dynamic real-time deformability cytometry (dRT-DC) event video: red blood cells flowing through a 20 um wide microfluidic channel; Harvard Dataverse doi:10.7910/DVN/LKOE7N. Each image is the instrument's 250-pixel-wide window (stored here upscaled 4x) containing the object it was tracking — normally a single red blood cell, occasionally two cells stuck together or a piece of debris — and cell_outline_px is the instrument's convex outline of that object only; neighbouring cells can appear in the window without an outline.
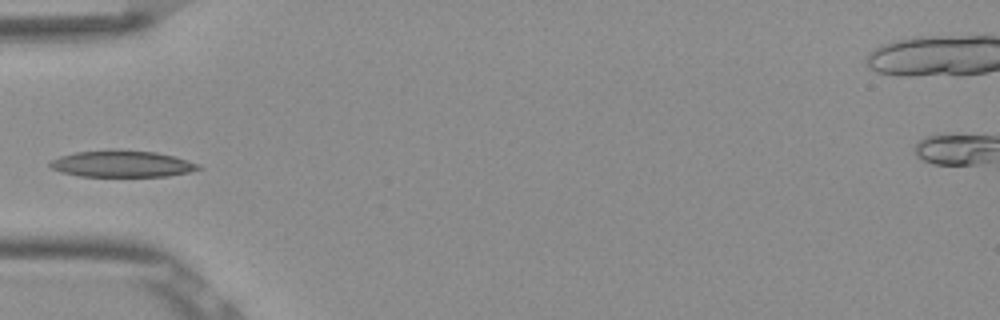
{"species": "Egyptian fruit bat (a non-hibernating species)", "species_latin": "Rousettus aegyptiacus", "temperature_condition": "room temperature", "stored_images_in_passage": 36, "camera_frame_rate_fps": 3000, "um_per_image_px": 0.085, "frame": {"image": 1, "passage_image": 1, "time_ms": 0.0, "image_size_px": [1000, 320], "cell_outline_px": [[204, 168], [188, 172], [168, 176], [80, 176], [60, 172], [52, 168], [48, 164], [52, 160], [60, 156], [76, 152], [156, 152], [172, 156], [200, 164]], "centroid_in_image_um": [10.39, 13.97], "position_along_channel_um": 74.6, "area_um2": 22.02}}
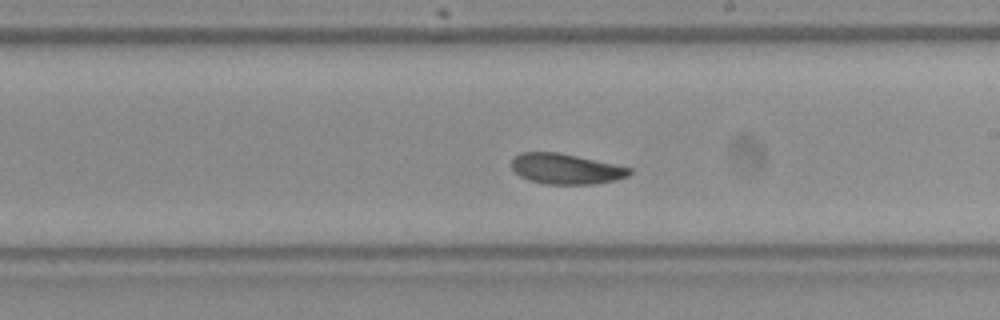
{"frame": {"image": 2, "passage_image": 14, "time_ms": 4.333, "image_size_px": [1000, 320], "cell_outline_px": [[632, 172], [628, 176], [612, 180], [592, 184], [544, 184], [528, 180], [520, 176], [512, 168], [512, 156], [520, 152], [556, 152], [576, 156], [632, 168]], "centroid_in_image_um": [48.05, 14.35], "position_along_channel_um": 241.0, "area_um2": 20.75}}
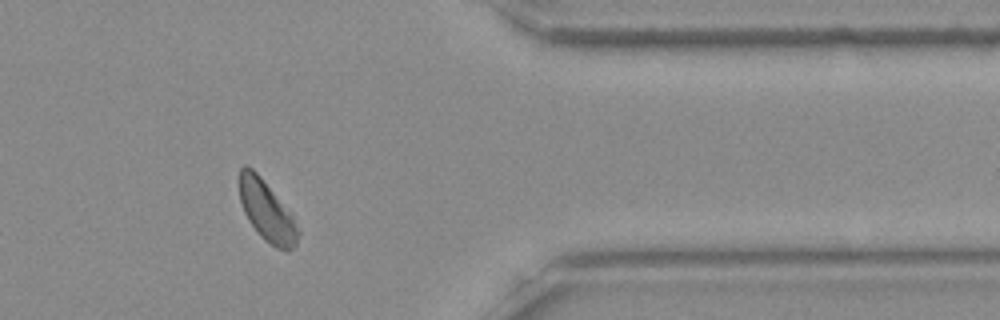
{"frame": {"image": 3, "passage_image": 27, "time_ms": 8.667, "image_size_px": [1000, 320], "cell_outline_px": [[300, 232], [296, 244], [288, 252], [276, 248], [264, 240], [260, 236], [248, 220], [244, 212], [240, 200], [240, 168], [244, 164], [248, 164], [260, 176], [292, 216]], "centroid_in_image_um": [22.66, 17.97], "position_along_channel_um": 388.7, "area_um2": 20.35}}